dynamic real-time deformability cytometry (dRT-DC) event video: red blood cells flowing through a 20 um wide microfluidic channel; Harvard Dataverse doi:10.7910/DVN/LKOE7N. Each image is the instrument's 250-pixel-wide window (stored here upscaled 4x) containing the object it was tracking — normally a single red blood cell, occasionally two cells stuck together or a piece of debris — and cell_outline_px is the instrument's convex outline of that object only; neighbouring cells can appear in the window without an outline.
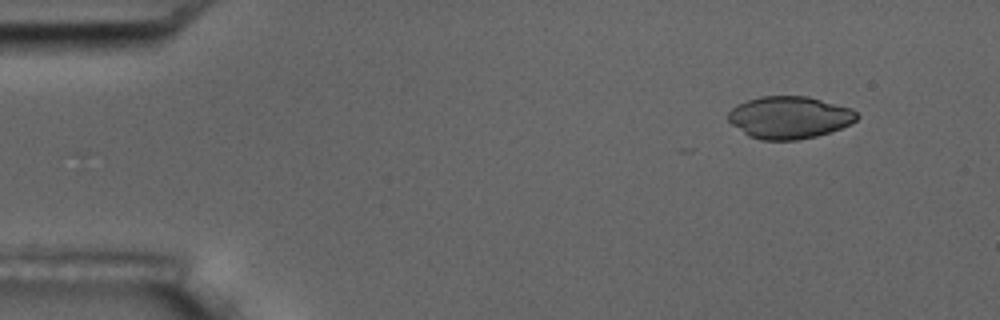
{"species": "common noctule bat (a hibernating species)", "species_latin": "Nyctalus noctula", "temperature_condition": "room temperature", "stored_images_in_passage": 4, "camera_frame_rate_fps": 3000, "um_per_image_px": 0.085, "animal": {"sex": "male", "body_mass_g": 17.5, "forearm_length_mm": 52.3}, "frame": {"image": 1, "passage_image": 1, "time_ms": 0.0, "image_size_px": [1000, 320], "cell_outline_px": [[860, 116], [852, 124], [816, 136], [796, 140], [760, 140], [748, 136], [732, 124], [728, 120], [728, 112], [736, 104], [760, 96], [808, 96], [852, 108]], "centroid_in_image_um": [67.1, 9.98], "position_along_channel_um": 17.9, "area_um2": 31.85}}